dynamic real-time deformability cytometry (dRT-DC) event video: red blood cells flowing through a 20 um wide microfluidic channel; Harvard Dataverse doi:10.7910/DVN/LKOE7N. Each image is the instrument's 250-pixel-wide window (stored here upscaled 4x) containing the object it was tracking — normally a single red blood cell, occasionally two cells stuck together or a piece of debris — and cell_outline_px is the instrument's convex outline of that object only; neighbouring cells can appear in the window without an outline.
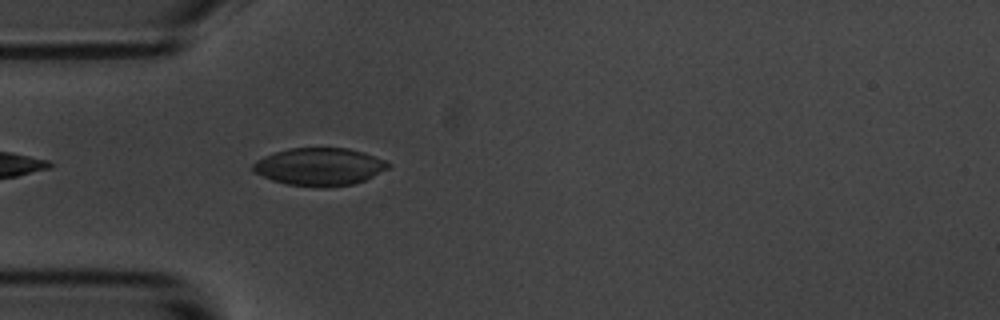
{"species": "common noctule bat (a hibernating species)", "species_latin": "Nyctalus noctula", "temperature_condition": "room temperature", "stored_images_in_passage": 4, "camera_frame_rate_fps": 3000, "um_per_image_px": 0.085, "animal": {"sex": "male", "body_mass_g": 20.1, "forearm_length_mm": 53.5}, "frame": {"image": 1, "passage_image": 4, "time_ms": 3.333, "image_size_px": [1000, 320], "cell_outline_px": [[392, 164], [388, 168], [364, 180], [352, 184], [328, 188], [320, 188], [288, 184], [272, 180], [252, 172], [248, 168], [256, 160], [264, 156], [288, 148], [348, 148], [364, 152], [384, 160]], "centroid_in_image_um": [27.11, 14.17], "position_along_channel_um": 57.9, "area_um2": 29.88}}